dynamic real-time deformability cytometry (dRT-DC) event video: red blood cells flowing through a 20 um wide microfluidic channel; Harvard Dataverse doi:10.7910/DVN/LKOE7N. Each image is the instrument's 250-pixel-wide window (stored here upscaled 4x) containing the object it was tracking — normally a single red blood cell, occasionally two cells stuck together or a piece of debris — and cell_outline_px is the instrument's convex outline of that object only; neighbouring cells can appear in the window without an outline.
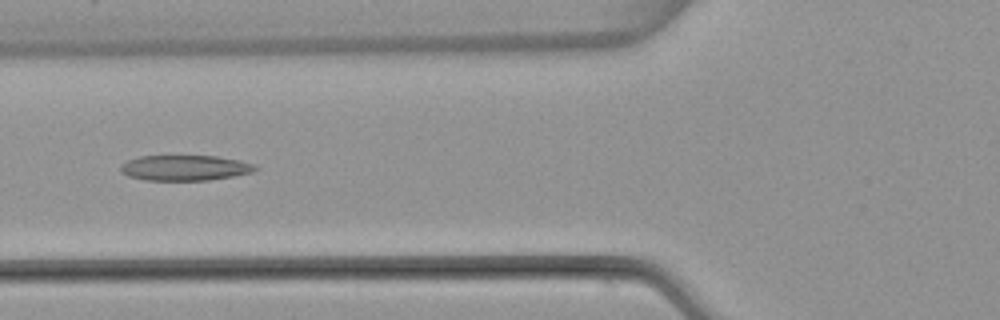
{"species": "common noctule bat (a hibernating species)", "species_latin": "Nyctalus noctula", "temperature_condition": "warm", "stored_images_in_passage": 6, "camera_frame_rate_fps": 3000, "um_per_image_px": 0.085, "animal": {"sex": "female", "body_mass_g": 22.7, "forearm_length_mm": 54.2}, "frame": {"image": 1, "passage_image": 5, "time_ms": 5.667, "image_size_px": [1000, 320], "cell_outline_px": [[260, 168], [252, 172], [232, 176], [208, 180], [144, 180], [128, 176], [120, 172], [120, 168], [128, 160], [140, 156], [216, 156], [240, 160], [256, 164]], "centroid_in_image_um": [15.75, 14.26], "position_along_channel_um": 110.1, "area_um2": 19.94}}
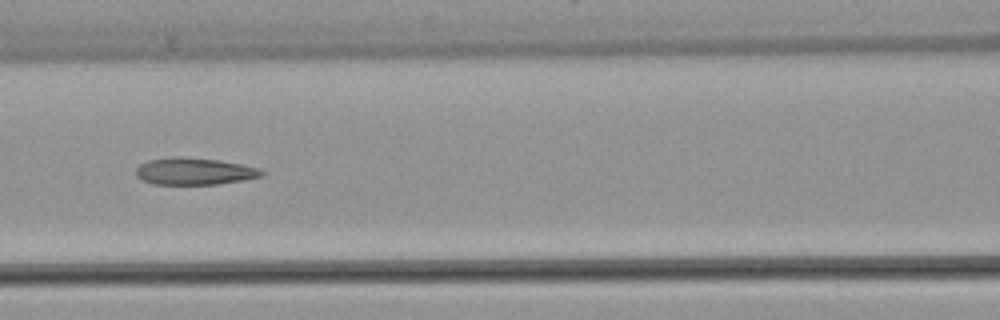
{"frame": {"image": 2, "passage_image": 6, "time_ms": 6.667, "image_size_px": [1000, 320], "cell_outline_px": [[264, 172], [260, 176], [244, 180], [216, 184], [152, 184], [140, 180], [136, 176], [136, 168], [140, 164], [148, 160], [172, 156], [176, 156], [220, 160], [244, 164], [260, 168]], "centroid_in_image_um": [16.49, 14.55], "position_along_channel_um": 150.1, "area_um2": 19.94}}